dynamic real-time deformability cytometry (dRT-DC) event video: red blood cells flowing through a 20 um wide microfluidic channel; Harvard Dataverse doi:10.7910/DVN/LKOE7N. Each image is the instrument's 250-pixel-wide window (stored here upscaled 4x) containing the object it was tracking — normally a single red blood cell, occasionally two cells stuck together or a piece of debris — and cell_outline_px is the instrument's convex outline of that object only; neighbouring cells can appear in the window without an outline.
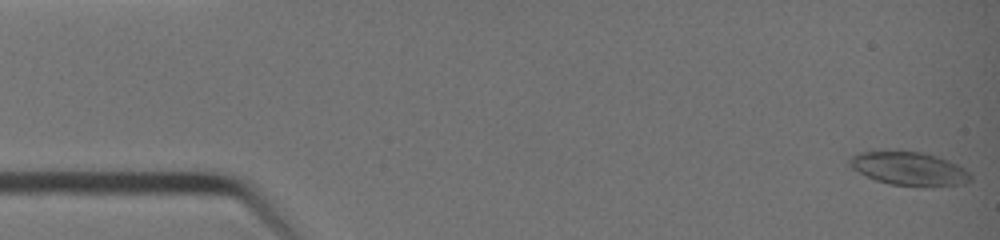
{"species": "common noctule bat (a hibernating species)", "species_latin": "Nyctalus noctula", "temperature_condition": "warm", "stored_images_in_passage": 40, "camera_frame_rate_fps": 3000, "um_per_image_px": 0.085, "animal": {"sex": "female", "body_mass_g": 19.0, "forearm_length_mm": 51.5}, "frame": {"image": 1, "passage_image": 1, "time_ms": 0.0, "image_size_px": [1000, 240], "cell_outline_px": [[972, 180], [964, 184], [920, 188], [888, 184], [876, 180], [852, 168], [848, 164], [848, 160], [852, 156], [860, 152], [920, 152], [936, 156], [948, 160], [964, 168], [972, 176]], "centroid_in_image_um": [77.32, 14.38], "position_along_channel_um": 7.7, "area_um2": 23.64}}
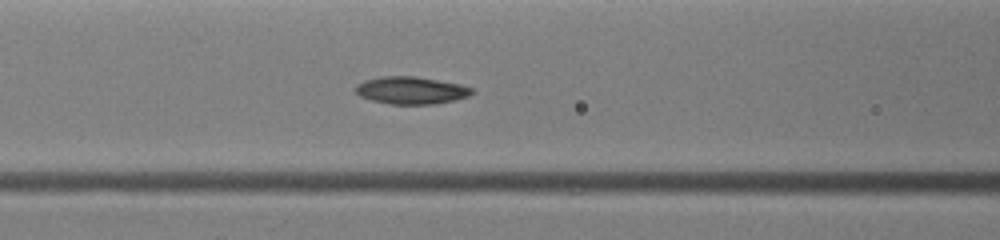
{"frame": {"image": 2, "passage_image": 17, "time_ms": 5.333, "image_size_px": [1000, 240], "cell_outline_px": [[476, 92], [468, 96], [452, 100], [432, 104], [392, 104], [372, 100], [360, 96], [356, 92], [356, 84], [364, 80], [380, 76], [416, 76], [460, 84], [472, 88]], "centroid_in_image_um": [34.94, 7.67], "position_along_channel_um": 131.7, "area_um2": 18.5}}
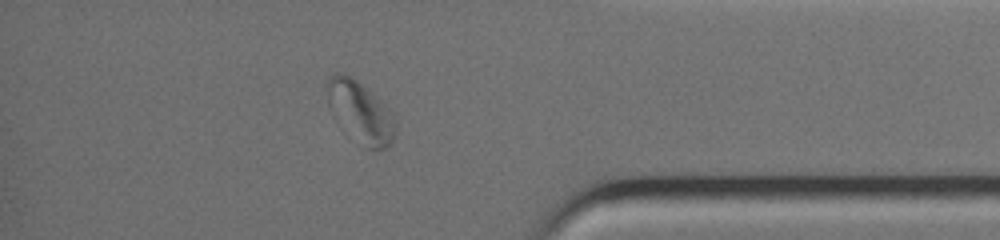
{"frame": {"image": 3, "passage_image": 35, "time_ms": 11.333, "image_size_px": [1000, 240], "cell_outline_px": [[396, 132], [392, 140], [384, 148], [364, 148], [328, 108], [328, 76], [332, 72], [340, 72], [352, 76], [376, 96], [396, 116]], "centroid_in_image_um": [30.65, 9.47], "position_along_channel_um": 404.5, "area_um2": 23.99}, "authors_computed_cell_mechanics": {"area_um2": 19.9699, "velocity_mm_per_s": 4.7474, "shape_relaxation_time_tau1_ms": 5.407, "shape_relaxation_time_tau2_ms": 2.8163, "deformation_change_tau1": 0.1315, "deformation_change_tau2": 0.068}}